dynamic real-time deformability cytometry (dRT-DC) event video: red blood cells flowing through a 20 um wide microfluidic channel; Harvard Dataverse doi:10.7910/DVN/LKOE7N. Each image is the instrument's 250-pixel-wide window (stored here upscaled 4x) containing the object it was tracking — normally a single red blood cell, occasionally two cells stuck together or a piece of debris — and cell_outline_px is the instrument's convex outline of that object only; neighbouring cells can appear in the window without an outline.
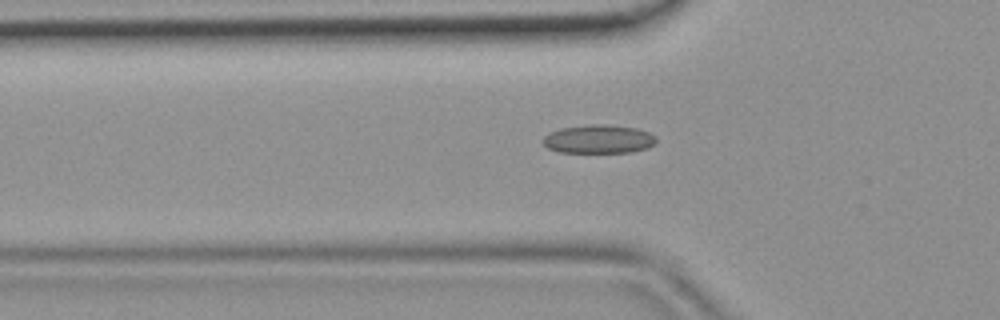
{"species": "common noctule bat (a hibernating species)", "species_latin": "Nyctalus noctula", "temperature_condition": "room temperature", "stored_images_in_passage": 41, "camera_frame_rate_fps": 3000, "um_per_image_px": 0.085, "animal": {"sex": "female", "body_mass_g": 19.9}, "frame": {"image": 1, "passage_image": 14, "time_ms": 4.333, "image_size_px": [1000, 320], "cell_outline_px": [[656, 144], [648, 148], [632, 152], [560, 152], [548, 148], [540, 140], [544, 136], [560, 128], [596, 124], [608, 124], [636, 128], [648, 132], [656, 136]], "centroid_in_image_um": [50.91, 11.82], "position_along_channel_um": 74.9, "area_um2": 18.9}}
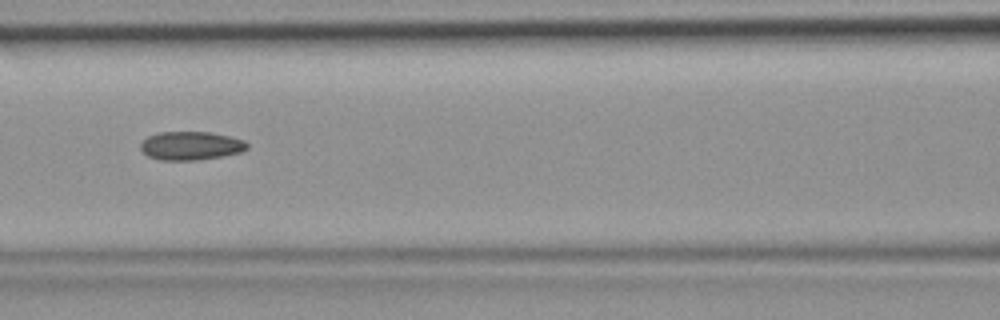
{"frame": {"image": 2, "passage_image": 19, "time_ms": 6.0, "image_size_px": [1000, 320], "cell_outline_px": [[248, 148], [240, 152], [224, 156], [196, 160], [160, 160], [148, 156], [140, 148], [140, 144], [148, 136], [160, 132], [212, 132], [232, 136], [244, 140], [248, 144]], "centroid_in_image_um": [16.25, 12.38], "position_along_channel_um": 150.4, "area_um2": 17.8}}
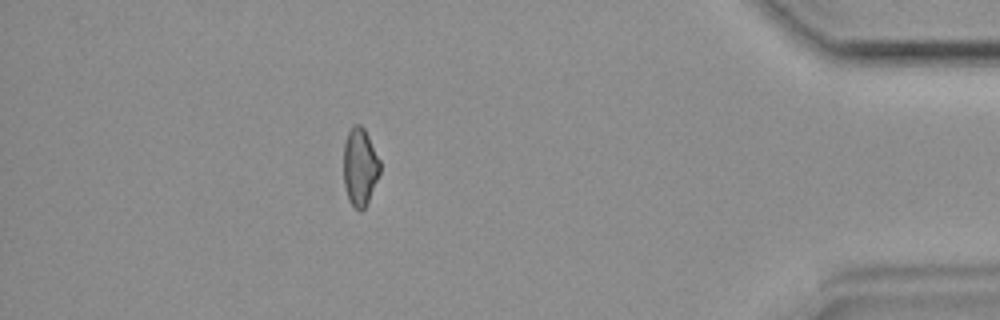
{"frame": {"image": 3, "passage_image": 39, "time_ms": 12.667, "image_size_px": [1000, 320], "cell_outline_px": [[380, 172], [368, 200], [364, 208], [360, 212], [348, 200], [344, 184], [344, 144], [348, 132], [356, 124], [360, 124], [364, 128], [380, 160]], "centroid_in_image_um": [30.59, 14.18], "position_along_channel_um": 404.6, "area_um2": 16.24}}